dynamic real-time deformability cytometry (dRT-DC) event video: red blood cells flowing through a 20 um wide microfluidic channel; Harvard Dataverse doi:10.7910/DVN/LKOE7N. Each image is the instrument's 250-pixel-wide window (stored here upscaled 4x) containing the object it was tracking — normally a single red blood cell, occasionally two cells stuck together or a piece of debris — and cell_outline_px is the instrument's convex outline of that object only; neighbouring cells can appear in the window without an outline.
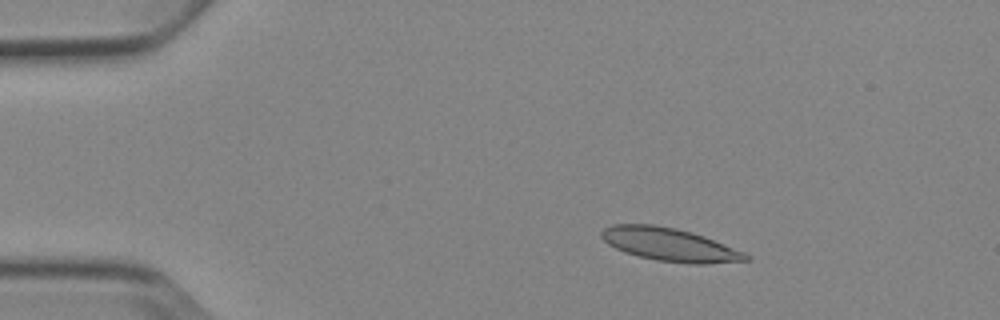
{"species": "Egyptian fruit bat (a non-hibernating species)", "species_latin": "Rousettus aegyptiacus", "temperature_condition": "cold", "stored_images_in_passage": 5, "camera_frame_rate_fps": 3000, "um_per_image_px": 0.085, "animal": {"sex": "female"}, "frame": {"image": 1, "passage_image": 3, "time_ms": 2.333, "image_size_px": [1000, 320], "cell_outline_px": [[752, 260], [704, 264], [692, 264], [656, 260], [624, 252], [608, 244], [600, 236], [600, 232], [604, 228], [612, 224], [652, 224], [676, 228], [692, 232], [704, 236], [744, 252], [752, 256]], "centroid_in_image_um": [56.93, 20.79], "position_along_channel_um": 28.1, "area_um2": 27.92}}